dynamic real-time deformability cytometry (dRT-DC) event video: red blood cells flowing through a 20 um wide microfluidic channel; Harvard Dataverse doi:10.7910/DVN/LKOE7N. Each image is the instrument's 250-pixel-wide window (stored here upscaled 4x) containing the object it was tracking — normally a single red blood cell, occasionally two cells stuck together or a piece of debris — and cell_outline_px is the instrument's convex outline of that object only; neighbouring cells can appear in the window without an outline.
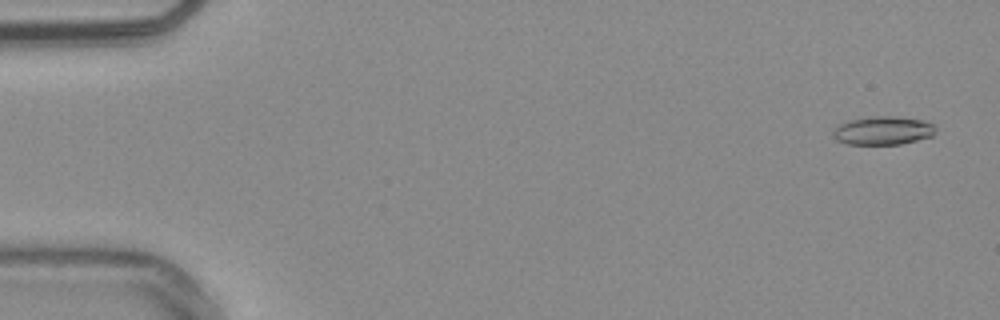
{"species": "common noctule bat (a hibernating species)", "species_latin": "Nyctalus noctula", "temperature_condition": "warm", "stored_images_in_passage": 53, "camera_frame_rate_fps": 3000, "um_per_image_px": 0.085, "animal": {"sex": "male", "body_mass_g": 20.4}, "frame": {"image": 1, "passage_image": 3, "time_ms": 0.667, "image_size_px": [1000, 320], "cell_outline_px": [[936, 132], [932, 136], [900, 144], [848, 144], [836, 140], [832, 136], [832, 128], [848, 120], [876, 116], [892, 116], [920, 120], [932, 124], [936, 128]], "centroid_in_image_um": [75.0, 11.1], "position_along_channel_um": 10.0, "area_um2": 16.94}}
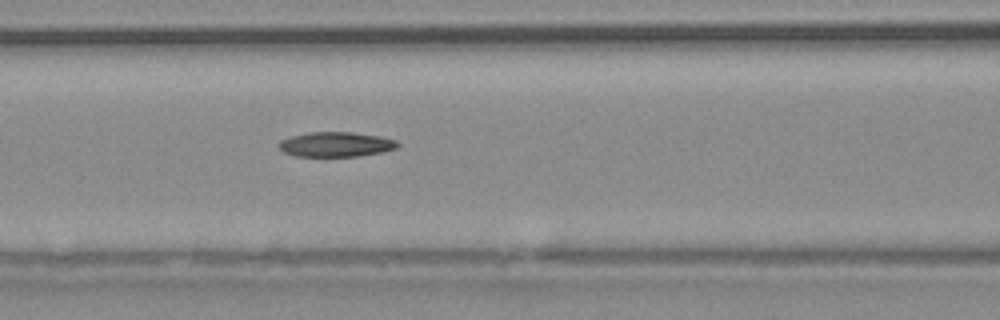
{"frame": {"image": 2, "passage_image": 24, "time_ms": 7.667, "image_size_px": [1000, 320], "cell_outline_px": [[400, 144], [396, 148], [380, 152], [356, 156], [296, 156], [284, 152], [276, 144], [280, 140], [292, 136], [308, 132], [352, 132], [380, 136], [396, 140]], "centroid_in_image_um": [28.53, 12.26], "position_along_channel_um": 138.1, "area_um2": 17.11}}
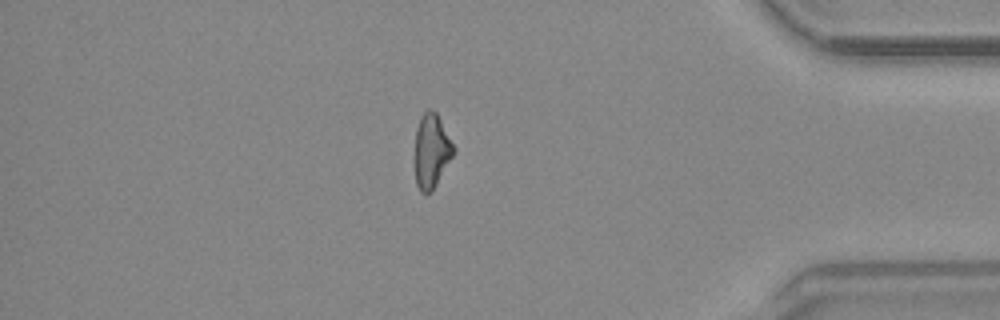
{"frame": {"image": 3, "passage_image": 47, "time_ms": 15.333, "image_size_px": [1000, 320], "cell_outline_px": [[456, 152], [432, 192], [420, 192], [416, 184], [416, 128], [420, 116], [428, 108], [432, 108], [436, 112], [456, 148]], "centroid_in_image_um": [36.71, 12.81], "position_along_channel_um": 398.5, "area_um2": 16.82}}